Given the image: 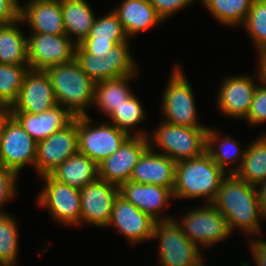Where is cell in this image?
Returning <instances> with one entry per match:
<instances>
[{"instance_id": "cell-1", "label": "cell", "mask_w": 266, "mask_h": 266, "mask_svg": "<svg viewBox=\"0 0 266 266\" xmlns=\"http://www.w3.org/2000/svg\"><path fill=\"white\" fill-rule=\"evenodd\" d=\"M211 204L225 217L231 234L237 229L252 237L262 235L260 224L266 217L261 211L256 188L236 174L223 178Z\"/></svg>"}, {"instance_id": "cell-2", "label": "cell", "mask_w": 266, "mask_h": 266, "mask_svg": "<svg viewBox=\"0 0 266 266\" xmlns=\"http://www.w3.org/2000/svg\"><path fill=\"white\" fill-rule=\"evenodd\" d=\"M227 174L205 151L201 156L176 163L174 199H204L212 203Z\"/></svg>"}, {"instance_id": "cell-3", "label": "cell", "mask_w": 266, "mask_h": 266, "mask_svg": "<svg viewBox=\"0 0 266 266\" xmlns=\"http://www.w3.org/2000/svg\"><path fill=\"white\" fill-rule=\"evenodd\" d=\"M49 76L58 105L73 116H89L93 106L95 82L82 70L74 59L45 70Z\"/></svg>"}, {"instance_id": "cell-4", "label": "cell", "mask_w": 266, "mask_h": 266, "mask_svg": "<svg viewBox=\"0 0 266 266\" xmlns=\"http://www.w3.org/2000/svg\"><path fill=\"white\" fill-rule=\"evenodd\" d=\"M208 127H186L160 122L155 131L148 135L149 147L180 162L201 156L206 151ZM157 149H156V148Z\"/></svg>"}, {"instance_id": "cell-5", "label": "cell", "mask_w": 266, "mask_h": 266, "mask_svg": "<svg viewBox=\"0 0 266 266\" xmlns=\"http://www.w3.org/2000/svg\"><path fill=\"white\" fill-rule=\"evenodd\" d=\"M129 42L118 43L102 53H87L78 44L75 60L94 82L134 75L140 69L132 57Z\"/></svg>"}, {"instance_id": "cell-6", "label": "cell", "mask_w": 266, "mask_h": 266, "mask_svg": "<svg viewBox=\"0 0 266 266\" xmlns=\"http://www.w3.org/2000/svg\"><path fill=\"white\" fill-rule=\"evenodd\" d=\"M161 101L163 121L186 127H207L200 124L194 89L180 64H175Z\"/></svg>"}, {"instance_id": "cell-7", "label": "cell", "mask_w": 266, "mask_h": 266, "mask_svg": "<svg viewBox=\"0 0 266 266\" xmlns=\"http://www.w3.org/2000/svg\"><path fill=\"white\" fill-rule=\"evenodd\" d=\"M156 239L160 266H205L202 249L183 233L174 219L156 222L152 240Z\"/></svg>"}, {"instance_id": "cell-8", "label": "cell", "mask_w": 266, "mask_h": 266, "mask_svg": "<svg viewBox=\"0 0 266 266\" xmlns=\"http://www.w3.org/2000/svg\"><path fill=\"white\" fill-rule=\"evenodd\" d=\"M94 125V126H93ZM78 151L98 165L116 152L130 135L109 122L77 117Z\"/></svg>"}, {"instance_id": "cell-9", "label": "cell", "mask_w": 266, "mask_h": 266, "mask_svg": "<svg viewBox=\"0 0 266 266\" xmlns=\"http://www.w3.org/2000/svg\"><path fill=\"white\" fill-rule=\"evenodd\" d=\"M202 205L185 211L179 220L174 218L183 233L200 249L213 247L231 236L225 217L211 203Z\"/></svg>"}, {"instance_id": "cell-10", "label": "cell", "mask_w": 266, "mask_h": 266, "mask_svg": "<svg viewBox=\"0 0 266 266\" xmlns=\"http://www.w3.org/2000/svg\"><path fill=\"white\" fill-rule=\"evenodd\" d=\"M45 186L38 193L37 204L47 209L60 224L67 227L80 226V189L60 183L50 175L41 176Z\"/></svg>"}, {"instance_id": "cell-11", "label": "cell", "mask_w": 266, "mask_h": 266, "mask_svg": "<svg viewBox=\"0 0 266 266\" xmlns=\"http://www.w3.org/2000/svg\"><path fill=\"white\" fill-rule=\"evenodd\" d=\"M76 46L66 34L29 33L27 35L29 69L45 71L49 67L69 63L75 59Z\"/></svg>"}, {"instance_id": "cell-12", "label": "cell", "mask_w": 266, "mask_h": 266, "mask_svg": "<svg viewBox=\"0 0 266 266\" xmlns=\"http://www.w3.org/2000/svg\"><path fill=\"white\" fill-rule=\"evenodd\" d=\"M257 75H231L222 80L217 94V109L225 117L246 119L250 105L253 100L257 82L262 79V74L258 66Z\"/></svg>"}, {"instance_id": "cell-13", "label": "cell", "mask_w": 266, "mask_h": 266, "mask_svg": "<svg viewBox=\"0 0 266 266\" xmlns=\"http://www.w3.org/2000/svg\"><path fill=\"white\" fill-rule=\"evenodd\" d=\"M78 152L77 117L67 126L37 142L36 174L49 175L67 158Z\"/></svg>"}, {"instance_id": "cell-14", "label": "cell", "mask_w": 266, "mask_h": 266, "mask_svg": "<svg viewBox=\"0 0 266 266\" xmlns=\"http://www.w3.org/2000/svg\"><path fill=\"white\" fill-rule=\"evenodd\" d=\"M118 195V186L99 178L80 189V225L107 227Z\"/></svg>"}, {"instance_id": "cell-15", "label": "cell", "mask_w": 266, "mask_h": 266, "mask_svg": "<svg viewBox=\"0 0 266 266\" xmlns=\"http://www.w3.org/2000/svg\"><path fill=\"white\" fill-rule=\"evenodd\" d=\"M0 153L6 169L18 175L27 165L35 168L37 142L13 116L5 123L0 139Z\"/></svg>"}, {"instance_id": "cell-16", "label": "cell", "mask_w": 266, "mask_h": 266, "mask_svg": "<svg viewBox=\"0 0 266 266\" xmlns=\"http://www.w3.org/2000/svg\"><path fill=\"white\" fill-rule=\"evenodd\" d=\"M148 148V137L130 136L116 152L98 165L99 179L118 187L128 182L134 166Z\"/></svg>"}, {"instance_id": "cell-17", "label": "cell", "mask_w": 266, "mask_h": 266, "mask_svg": "<svg viewBox=\"0 0 266 266\" xmlns=\"http://www.w3.org/2000/svg\"><path fill=\"white\" fill-rule=\"evenodd\" d=\"M156 222L151 216L118 195L114 201L111 220L107 227L116 228L117 232L134 246L137 243L152 240Z\"/></svg>"}, {"instance_id": "cell-18", "label": "cell", "mask_w": 266, "mask_h": 266, "mask_svg": "<svg viewBox=\"0 0 266 266\" xmlns=\"http://www.w3.org/2000/svg\"><path fill=\"white\" fill-rule=\"evenodd\" d=\"M58 105L49 76L45 71L30 70L24 76L22 88L11 112L39 114Z\"/></svg>"}, {"instance_id": "cell-19", "label": "cell", "mask_w": 266, "mask_h": 266, "mask_svg": "<svg viewBox=\"0 0 266 266\" xmlns=\"http://www.w3.org/2000/svg\"><path fill=\"white\" fill-rule=\"evenodd\" d=\"M119 195L157 222L174 219L170 215L165 216L163 212L171 198L174 200L173 192L169 188L129 180L119 186Z\"/></svg>"}, {"instance_id": "cell-20", "label": "cell", "mask_w": 266, "mask_h": 266, "mask_svg": "<svg viewBox=\"0 0 266 266\" xmlns=\"http://www.w3.org/2000/svg\"><path fill=\"white\" fill-rule=\"evenodd\" d=\"M20 4V19L29 25V33L65 34L60 0H28Z\"/></svg>"}, {"instance_id": "cell-21", "label": "cell", "mask_w": 266, "mask_h": 266, "mask_svg": "<svg viewBox=\"0 0 266 266\" xmlns=\"http://www.w3.org/2000/svg\"><path fill=\"white\" fill-rule=\"evenodd\" d=\"M175 174L176 162L149 147L134 166L130 181L159 185L169 188L173 192Z\"/></svg>"}, {"instance_id": "cell-22", "label": "cell", "mask_w": 266, "mask_h": 266, "mask_svg": "<svg viewBox=\"0 0 266 266\" xmlns=\"http://www.w3.org/2000/svg\"><path fill=\"white\" fill-rule=\"evenodd\" d=\"M113 11L117 14L129 39L150 28L157 29L165 23L149 0H123Z\"/></svg>"}, {"instance_id": "cell-23", "label": "cell", "mask_w": 266, "mask_h": 266, "mask_svg": "<svg viewBox=\"0 0 266 266\" xmlns=\"http://www.w3.org/2000/svg\"><path fill=\"white\" fill-rule=\"evenodd\" d=\"M130 41L117 14L111 10L102 17H95L89 35L79 44L87 53H102L114 45Z\"/></svg>"}, {"instance_id": "cell-24", "label": "cell", "mask_w": 266, "mask_h": 266, "mask_svg": "<svg viewBox=\"0 0 266 266\" xmlns=\"http://www.w3.org/2000/svg\"><path fill=\"white\" fill-rule=\"evenodd\" d=\"M12 116L36 142L46 139L54 132L64 128L75 118L60 105L39 114L12 112Z\"/></svg>"}, {"instance_id": "cell-25", "label": "cell", "mask_w": 266, "mask_h": 266, "mask_svg": "<svg viewBox=\"0 0 266 266\" xmlns=\"http://www.w3.org/2000/svg\"><path fill=\"white\" fill-rule=\"evenodd\" d=\"M218 131L208 126L206 152L226 174H235L242 164L246 148L241 150L239 141L230 135L223 137Z\"/></svg>"}, {"instance_id": "cell-26", "label": "cell", "mask_w": 266, "mask_h": 266, "mask_svg": "<svg viewBox=\"0 0 266 266\" xmlns=\"http://www.w3.org/2000/svg\"><path fill=\"white\" fill-rule=\"evenodd\" d=\"M49 175L60 183L82 189L99 178V169L95 161L78 151Z\"/></svg>"}, {"instance_id": "cell-27", "label": "cell", "mask_w": 266, "mask_h": 266, "mask_svg": "<svg viewBox=\"0 0 266 266\" xmlns=\"http://www.w3.org/2000/svg\"><path fill=\"white\" fill-rule=\"evenodd\" d=\"M60 6L65 34L78 45L89 35L95 12L86 0H60Z\"/></svg>"}, {"instance_id": "cell-28", "label": "cell", "mask_w": 266, "mask_h": 266, "mask_svg": "<svg viewBox=\"0 0 266 266\" xmlns=\"http://www.w3.org/2000/svg\"><path fill=\"white\" fill-rule=\"evenodd\" d=\"M139 73L140 70L134 75L95 82L93 105L103 115L109 116L133 94L129 84L138 77Z\"/></svg>"}, {"instance_id": "cell-29", "label": "cell", "mask_w": 266, "mask_h": 266, "mask_svg": "<svg viewBox=\"0 0 266 266\" xmlns=\"http://www.w3.org/2000/svg\"><path fill=\"white\" fill-rule=\"evenodd\" d=\"M23 25L21 19L0 25V64L28 65L27 36L22 31Z\"/></svg>"}, {"instance_id": "cell-30", "label": "cell", "mask_w": 266, "mask_h": 266, "mask_svg": "<svg viewBox=\"0 0 266 266\" xmlns=\"http://www.w3.org/2000/svg\"><path fill=\"white\" fill-rule=\"evenodd\" d=\"M249 144L242 164L235 174L250 185L256 186L266 181V134H260V137Z\"/></svg>"}, {"instance_id": "cell-31", "label": "cell", "mask_w": 266, "mask_h": 266, "mask_svg": "<svg viewBox=\"0 0 266 266\" xmlns=\"http://www.w3.org/2000/svg\"><path fill=\"white\" fill-rule=\"evenodd\" d=\"M136 96L137 95L133 93L127 100H124V103L116 107L108 117L109 120L111 119L112 121H110L111 124L128 133L130 136L148 137L149 132H147L146 129H138L133 132L134 128L147 118L143 104Z\"/></svg>"}, {"instance_id": "cell-32", "label": "cell", "mask_w": 266, "mask_h": 266, "mask_svg": "<svg viewBox=\"0 0 266 266\" xmlns=\"http://www.w3.org/2000/svg\"><path fill=\"white\" fill-rule=\"evenodd\" d=\"M252 2L253 0H200L219 24L232 28L244 23Z\"/></svg>"}, {"instance_id": "cell-33", "label": "cell", "mask_w": 266, "mask_h": 266, "mask_svg": "<svg viewBox=\"0 0 266 266\" xmlns=\"http://www.w3.org/2000/svg\"><path fill=\"white\" fill-rule=\"evenodd\" d=\"M18 221L9 213H0V262L15 266L19 255Z\"/></svg>"}, {"instance_id": "cell-34", "label": "cell", "mask_w": 266, "mask_h": 266, "mask_svg": "<svg viewBox=\"0 0 266 266\" xmlns=\"http://www.w3.org/2000/svg\"><path fill=\"white\" fill-rule=\"evenodd\" d=\"M28 71V65L0 64V106L11 108L16 102Z\"/></svg>"}, {"instance_id": "cell-35", "label": "cell", "mask_w": 266, "mask_h": 266, "mask_svg": "<svg viewBox=\"0 0 266 266\" xmlns=\"http://www.w3.org/2000/svg\"><path fill=\"white\" fill-rule=\"evenodd\" d=\"M245 29L260 55L266 51V0H253L244 23Z\"/></svg>"}, {"instance_id": "cell-36", "label": "cell", "mask_w": 266, "mask_h": 266, "mask_svg": "<svg viewBox=\"0 0 266 266\" xmlns=\"http://www.w3.org/2000/svg\"><path fill=\"white\" fill-rule=\"evenodd\" d=\"M245 120L250 126L259 125L266 121V81L263 78L257 83L250 111Z\"/></svg>"}, {"instance_id": "cell-37", "label": "cell", "mask_w": 266, "mask_h": 266, "mask_svg": "<svg viewBox=\"0 0 266 266\" xmlns=\"http://www.w3.org/2000/svg\"><path fill=\"white\" fill-rule=\"evenodd\" d=\"M18 176L17 173L9 169L0 171V213H7L3 209L4 205L17 197L16 181Z\"/></svg>"}, {"instance_id": "cell-38", "label": "cell", "mask_w": 266, "mask_h": 266, "mask_svg": "<svg viewBox=\"0 0 266 266\" xmlns=\"http://www.w3.org/2000/svg\"><path fill=\"white\" fill-rule=\"evenodd\" d=\"M195 1L200 0H149L158 15L164 20H168L178 11L187 8Z\"/></svg>"}, {"instance_id": "cell-39", "label": "cell", "mask_w": 266, "mask_h": 266, "mask_svg": "<svg viewBox=\"0 0 266 266\" xmlns=\"http://www.w3.org/2000/svg\"><path fill=\"white\" fill-rule=\"evenodd\" d=\"M20 19L19 0H0V25H8Z\"/></svg>"}, {"instance_id": "cell-40", "label": "cell", "mask_w": 266, "mask_h": 266, "mask_svg": "<svg viewBox=\"0 0 266 266\" xmlns=\"http://www.w3.org/2000/svg\"><path fill=\"white\" fill-rule=\"evenodd\" d=\"M248 238L250 239H248L247 244H249L248 248L250 249L254 263L257 266H266V240H262L260 237L251 238L250 236Z\"/></svg>"}, {"instance_id": "cell-41", "label": "cell", "mask_w": 266, "mask_h": 266, "mask_svg": "<svg viewBox=\"0 0 266 266\" xmlns=\"http://www.w3.org/2000/svg\"><path fill=\"white\" fill-rule=\"evenodd\" d=\"M255 188L261 211L266 217V181L256 185Z\"/></svg>"}, {"instance_id": "cell-42", "label": "cell", "mask_w": 266, "mask_h": 266, "mask_svg": "<svg viewBox=\"0 0 266 266\" xmlns=\"http://www.w3.org/2000/svg\"><path fill=\"white\" fill-rule=\"evenodd\" d=\"M12 116L11 108L6 106H0V139L7 120Z\"/></svg>"}, {"instance_id": "cell-43", "label": "cell", "mask_w": 266, "mask_h": 266, "mask_svg": "<svg viewBox=\"0 0 266 266\" xmlns=\"http://www.w3.org/2000/svg\"><path fill=\"white\" fill-rule=\"evenodd\" d=\"M258 67L261 71L262 78L266 81V51L258 55Z\"/></svg>"}, {"instance_id": "cell-44", "label": "cell", "mask_w": 266, "mask_h": 266, "mask_svg": "<svg viewBox=\"0 0 266 266\" xmlns=\"http://www.w3.org/2000/svg\"><path fill=\"white\" fill-rule=\"evenodd\" d=\"M6 167L4 166V163L2 161L1 153H0V171L5 170Z\"/></svg>"}]
</instances>
